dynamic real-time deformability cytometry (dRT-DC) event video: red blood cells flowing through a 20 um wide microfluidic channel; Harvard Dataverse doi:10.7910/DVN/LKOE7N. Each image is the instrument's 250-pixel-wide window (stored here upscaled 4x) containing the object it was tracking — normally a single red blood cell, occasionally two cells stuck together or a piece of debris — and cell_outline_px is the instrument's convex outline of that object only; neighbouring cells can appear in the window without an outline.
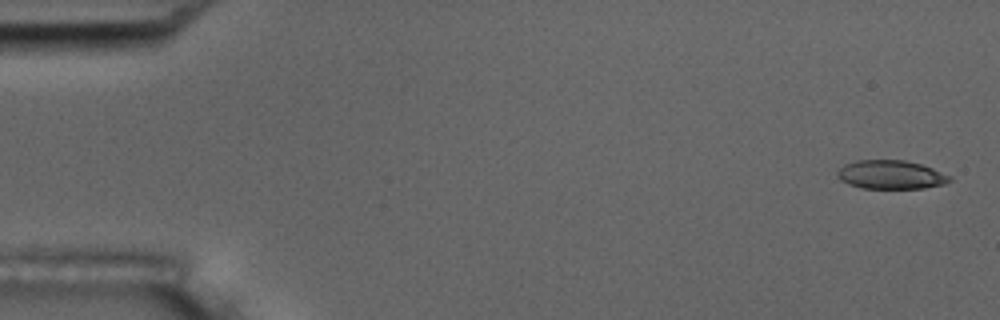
{"species": "common noctule bat (a hibernating species)", "species_latin": "Nyctalus noctula", "temperature_condition": "room temperature", "stored_images_in_passage": 5, "camera_frame_rate_fps": 3000, "um_per_image_px": 0.085, "animal": {"sex": "male", "body_mass_g": 17.5, "forearm_length_mm": 52.3}, "frame": {"image": 1, "passage_image": 1, "time_ms": 0.0, "image_size_px": [1000, 320], "cell_outline_px": [[952, 180], [944, 184], [924, 188], [860, 188], [848, 184], [840, 180], [836, 172], [844, 164], [856, 160], [904, 160], [920, 164], [932, 168], [952, 176]], "centroid_in_image_um": [75.72, 14.85], "position_along_channel_um": 9.3, "area_um2": 18.84}}
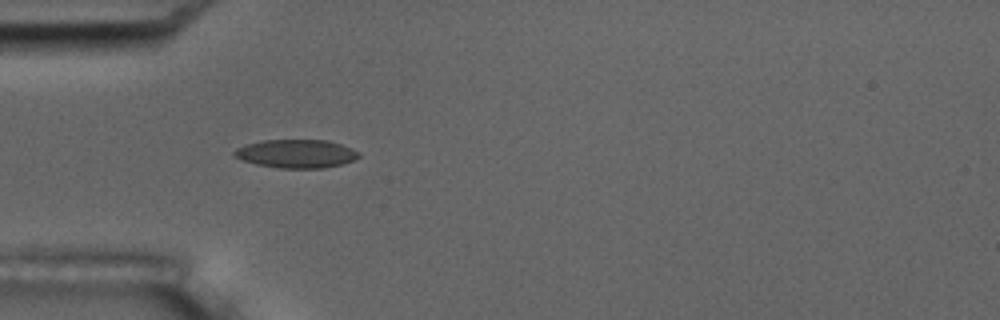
{"frame": {"image": 2, "passage_image": 5, "time_ms": 1.333, "image_size_px": [1000, 320], "cell_outline_px": [[360, 156], [352, 160], [340, 164], [324, 168], [280, 168], [256, 164], [232, 156], [232, 152], [236, 148], [248, 144], [264, 140], [328, 140], [352, 148], [360, 152]], "centroid_in_image_um": [25.18, 13.06], "position_along_channel_um": 59.8, "area_um2": 20.52}}